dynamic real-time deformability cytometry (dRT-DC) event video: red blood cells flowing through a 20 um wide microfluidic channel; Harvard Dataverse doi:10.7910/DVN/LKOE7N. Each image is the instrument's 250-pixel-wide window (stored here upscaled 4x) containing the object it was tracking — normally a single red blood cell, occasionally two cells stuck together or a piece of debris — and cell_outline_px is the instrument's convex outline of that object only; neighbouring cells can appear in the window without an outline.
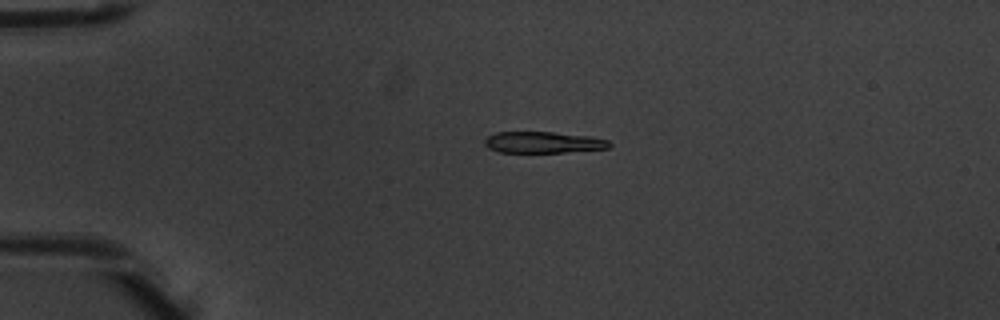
{"species": "common noctule bat (a hibernating species)", "species_latin": "Nyctalus noctula", "temperature_condition": "warm", "stored_images_in_passage": 3, "camera_frame_rate_fps": 3000, "um_per_image_px": 0.085, "animal": {"sex": "male", "body_mass_g": 20.1, "forearm_length_mm": 53.5}, "frame": {"image": 1, "passage_image": 2, "time_ms": 0.333, "image_size_px": [1000, 320], "cell_outline_px": [[612, 144], [608, 148], [564, 152], [500, 152], [488, 148], [484, 144], [484, 140], [488, 136], [496, 132], [552, 132], [592, 136], [608, 140]], "centroid_in_image_um": [46.17, 12.09], "position_along_channel_um": 38.8, "area_um2": 15.49}}